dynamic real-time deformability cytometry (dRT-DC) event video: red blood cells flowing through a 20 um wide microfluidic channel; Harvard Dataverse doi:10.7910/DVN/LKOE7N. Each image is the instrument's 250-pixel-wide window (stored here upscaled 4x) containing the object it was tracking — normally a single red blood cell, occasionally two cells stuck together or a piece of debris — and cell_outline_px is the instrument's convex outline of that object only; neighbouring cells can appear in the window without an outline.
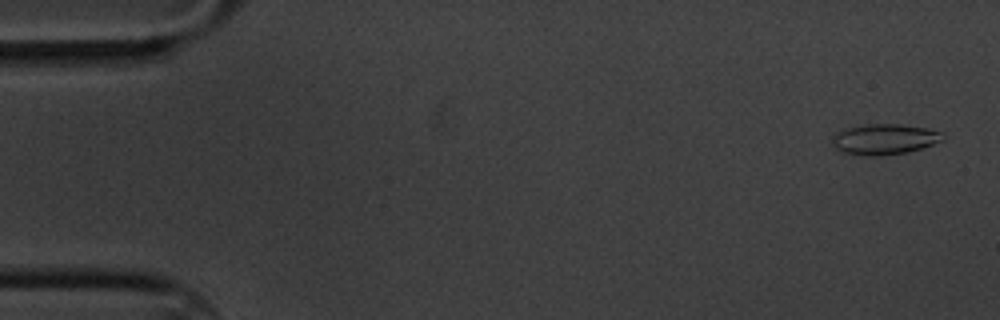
{"species": "common noctule bat (a hibernating species)", "species_latin": "Nyctalus noctula", "temperature_condition": "cold", "stored_images_in_passage": 58, "camera_frame_rate_fps": 3000, "um_per_image_px": 0.085, "animal": {"sex": "male", "body_mass_g": 20.1, "forearm_length_mm": 53.5}, "frame": {"image": 1, "passage_image": 2, "time_ms": 0.333, "image_size_px": [1000, 320], "cell_outline_px": [[944, 140], [920, 148], [904, 152], [876, 156], [852, 156], [836, 148], [832, 144], [832, 136], [836, 132], [844, 128], [864, 124], [900, 124], [924, 128], [944, 132]], "centroid_in_image_um": [75.12, 11.83], "position_along_channel_um": 9.9, "area_um2": 19.83}}
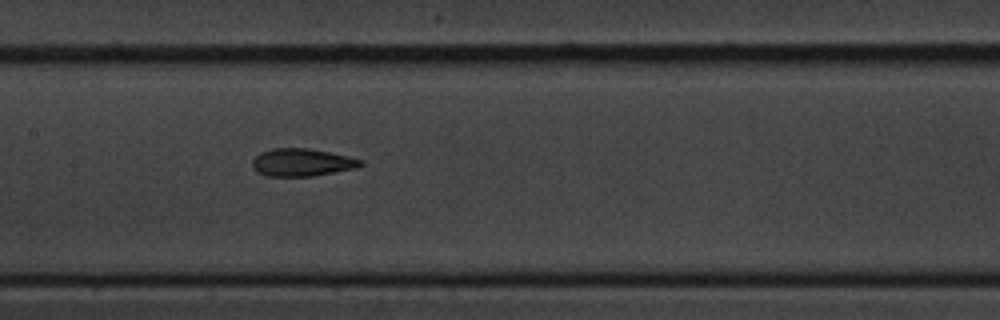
{"frame": {"image": 2, "passage_image": 28, "time_ms": 9.0, "image_size_px": [1000, 320], "cell_outline_px": [[364, 164], [356, 168], [312, 176], [268, 176], [256, 172], [252, 168], [252, 160], [260, 152], [272, 148], [308, 148], [348, 156], [364, 160]], "centroid_in_image_um": [25.65, 13.8], "position_along_channel_um": 181.8, "area_um2": 17.51}}
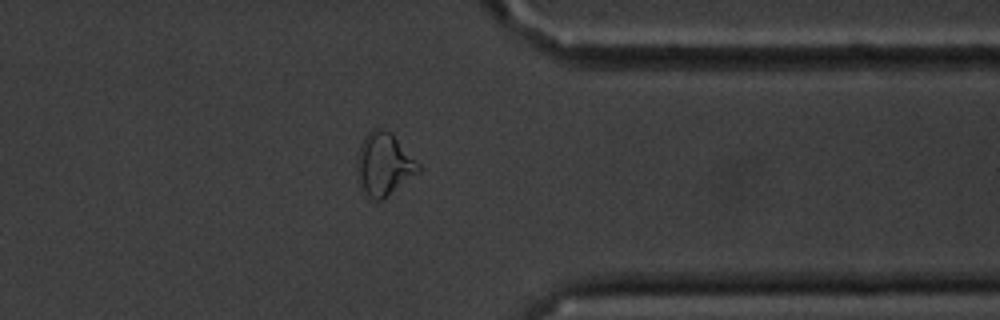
{"frame": {"image": 3, "passage_image": 46, "time_ms": 15.0, "image_size_px": [1000, 320], "cell_outline_px": [[424, 168], [420, 172], [380, 200], [372, 200], [364, 192], [356, 168], [356, 156], [360, 144], [364, 136], [372, 128], [384, 128]], "centroid_in_image_um": [32.62, 13.95], "position_along_channel_um": 378.8, "area_um2": 22.08}, "authors_computed_cell_mechanics": {"area_um2": 18.2937, "velocity_mm_per_s": 3.4048, "shape_relaxation_time_tau1_ms": 6.0467, "shape_relaxation_time_tau2_ms": 2.4024, "deformation_change_tau1": 0.1684, "deformation_change_tau2": 0.0839}}